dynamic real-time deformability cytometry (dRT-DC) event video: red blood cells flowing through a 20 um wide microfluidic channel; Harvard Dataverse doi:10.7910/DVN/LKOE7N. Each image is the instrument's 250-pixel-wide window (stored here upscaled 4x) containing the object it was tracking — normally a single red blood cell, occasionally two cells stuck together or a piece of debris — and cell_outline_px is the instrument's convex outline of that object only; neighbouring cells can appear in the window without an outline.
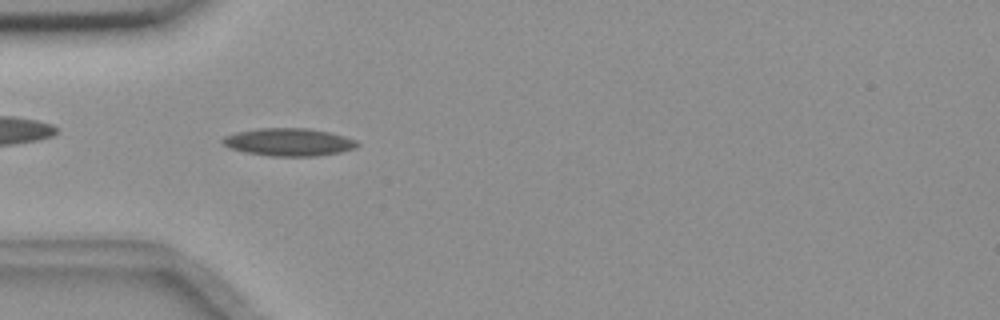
{"species": "common noctule bat (a hibernating species)", "species_latin": "Nyctalus noctula", "temperature_condition": "room temperature", "stored_images_in_passage": 54, "camera_frame_rate_fps": 3000, "um_per_image_px": 0.085, "animal": {"sex": "female", "body_mass_g": 18.4}, "frame": {"image": 1, "passage_image": 16, "time_ms": 5.0, "image_size_px": [1000, 320], "cell_outline_px": [[360, 144], [356, 148], [340, 152], [316, 156], [272, 156], [244, 152], [228, 148], [220, 140], [224, 136], [236, 132], [260, 128], [308, 128], [328, 132], [344, 136], [356, 140]], "centroid_in_image_um": [24.53, 12.08], "position_along_channel_um": 60.5, "area_um2": 21.79}}
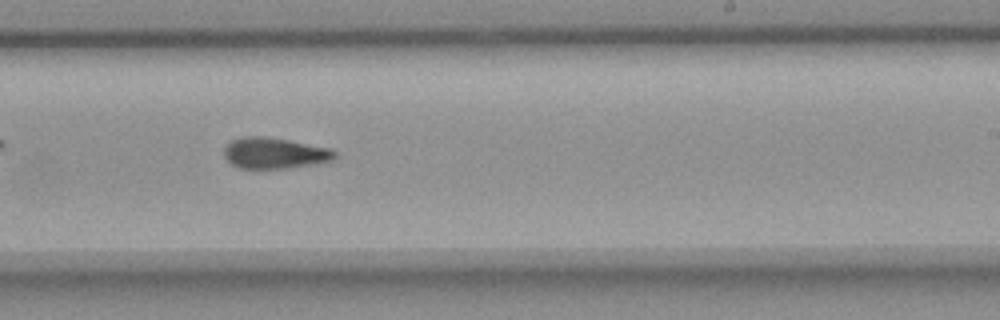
{"frame": {"image": 2, "passage_image": 33, "time_ms": 10.667, "image_size_px": [1000, 320], "cell_outline_px": [[336, 156], [332, 160], [312, 164], [288, 168], [260, 172], [236, 168], [224, 156], [224, 148], [232, 140], [244, 136], [264, 136], [332, 148], [336, 152]], "centroid_in_image_um": [23.29, 13.06], "position_along_channel_um": 265.7, "area_um2": 20.63}}
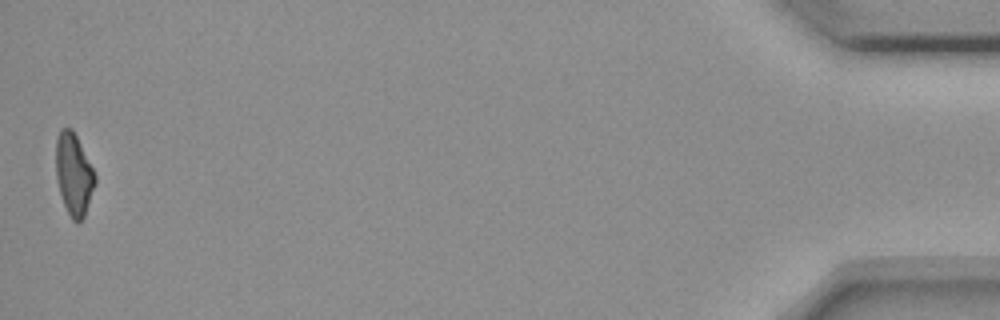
{"frame": {"image": 3, "passage_image": 54, "time_ms": 17.667, "image_size_px": [1000, 320], "cell_outline_px": [[96, 184], [84, 216], [76, 224], [72, 220], [64, 204], [60, 192], [56, 176], [56, 140], [60, 128], [72, 128], [96, 176]], "centroid_in_image_um": [6.27, 14.82], "position_along_channel_um": 428.9, "area_um2": 18.44}, "authors_computed_cell_mechanics": {"area_um2": 19.7965, "velocity_mm_per_s": 3.6763, "shape_relaxation_time_tau1_ms": null, "shape_relaxation_time_tau2_ms": 5.187, "deformation_change_tau1": null, "deformation_change_tau2": 0.127}}